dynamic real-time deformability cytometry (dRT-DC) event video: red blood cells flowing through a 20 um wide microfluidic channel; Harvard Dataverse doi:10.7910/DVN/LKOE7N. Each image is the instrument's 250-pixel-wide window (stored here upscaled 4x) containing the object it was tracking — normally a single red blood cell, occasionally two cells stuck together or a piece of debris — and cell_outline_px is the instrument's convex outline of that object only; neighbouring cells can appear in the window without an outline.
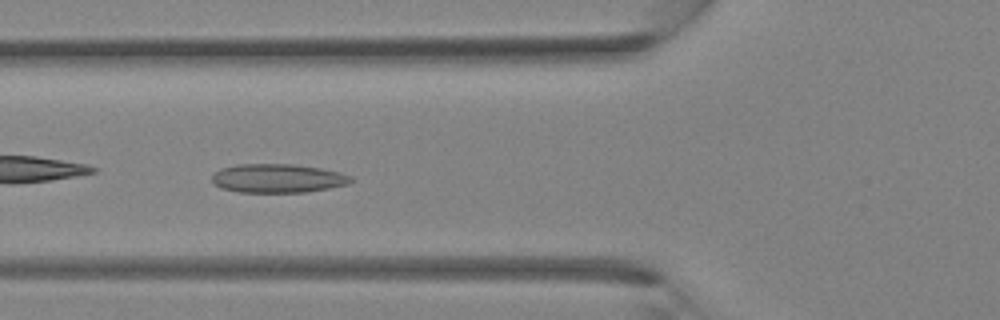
{"species": "Egyptian fruit bat (a non-hibernating species)", "species_latin": "Rousettus aegyptiacus", "temperature_condition": "room temperature", "stored_images_in_passage": 37, "camera_frame_rate_fps": 3000, "um_per_image_px": 0.085, "animal": {"sex": "female"}, "frame": {"image": 1, "passage_image": 14, "time_ms": 4.333, "image_size_px": [1000, 320], "cell_outline_px": [[356, 180], [348, 184], [328, 188], [304, 192], [240, 192], [220, 188], [212, 184], [212, 176], [220, 168], [236, 164], [292, 164], [320, 168], [340, 172], [352, 176]], "centroid_in_image_um": [23.6, 15.15], "position_along_channel_um": 102.2, "area_um2": 23.47}}
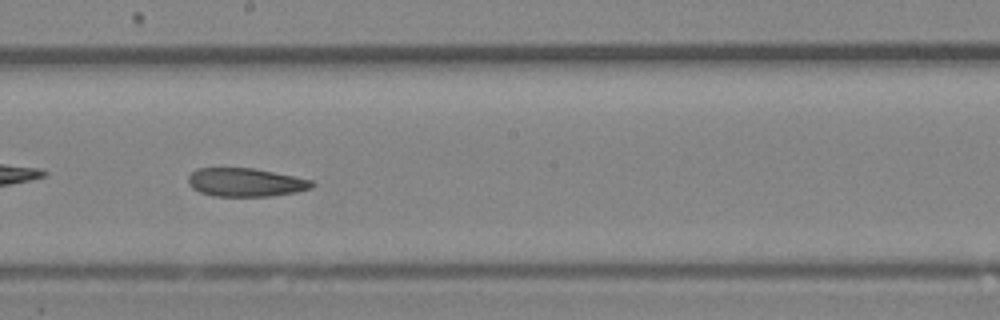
{"frame": {"image": 2, "passage_image": 21, "time_ms": 6.667, "image_size_px": [1000, 320], "cell_outline_px": [[316, 184], [312, 188], [296, 192], [268, 196], [216, 196], [200, 192], [192, 188], [188, 180], [188, 176], [196, 168], [252, 168], [312, 180]], "centroid_in_image_um": [20.87, 15.5], "position_along_channel_um": 227.3, "area_um2": 20.35}}
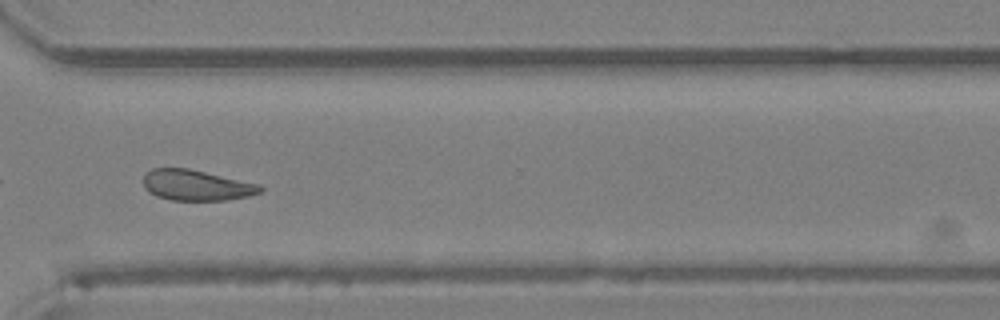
{"frame": {"image": 3, "passage_image": 28, "time_ms": 9.0, "image_size_px": [1000, 320], "cell_outline_px": [[264, 188], [260, 192], [248, 196], [228, 200], [172, 200], [156, 196], [148, 192], [144, 188], [144, 172], [152, 168], [188, 168], [260, 184]], "centroid_in_image_um": [16.67, 15.74], "position_along_channel_um": 353.9, "area_um2": 20.98}}